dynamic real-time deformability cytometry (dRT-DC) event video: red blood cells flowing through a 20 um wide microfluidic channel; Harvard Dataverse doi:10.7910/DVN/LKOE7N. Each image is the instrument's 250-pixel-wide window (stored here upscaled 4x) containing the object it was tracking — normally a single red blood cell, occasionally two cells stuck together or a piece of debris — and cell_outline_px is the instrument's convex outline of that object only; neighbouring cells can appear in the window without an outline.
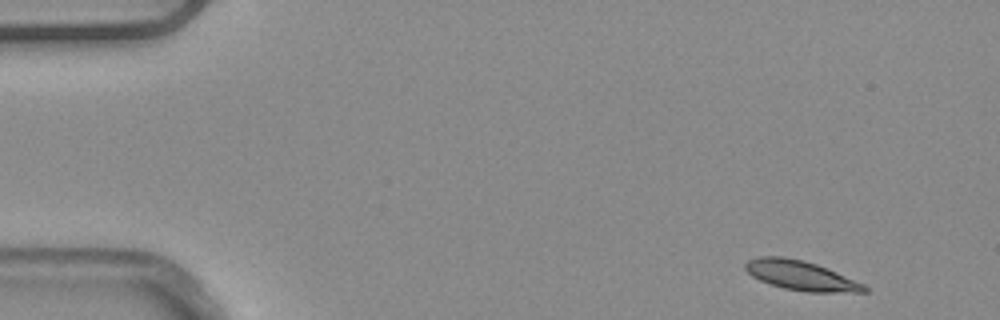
{"species": "common noctule bat (a hibernating species)", "species_latin": "Nyctalus noctula", "temperature_condition": "warm", "stored_images_in_passage": 4, "camera_frame_rate_fps": 3000, "um_per_image_px": 0.085, "animal": {"sex": "male", "body_mass_g": 20.4}, "frame": {"image": 1, "passage_image": 1, "time_ms": 0.0, "image_size_px": [1000, 320], "cell_outline_px": [[868, 292], [808, 292], [784, 288], [760, 280], [752, 276], [744, 268], [744, 264], [748, 260], [760, 256], [784, 256], [804, 260], [828, 268], [864, 284], [868, 288]], "centroid_in_image_um": [68.08, 23.41], "position_along_channel_um": 16.9, "area_um2": 20.46}}
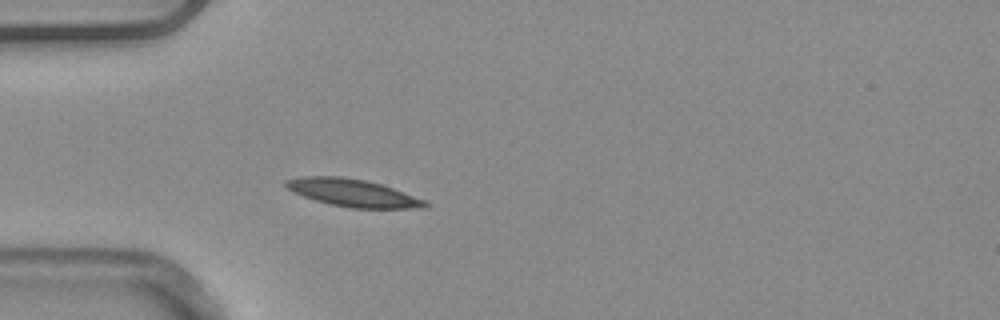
{"frame": {"image": 2, "passage_image": 4, "time_ms": 1.0, "image_size_px": [1000, 320], "cell_outline_px": [[428, 208], [348, 208], [316, 200], [292, 192], [284, 184], [284, 180], [304, 176], [340, 176], [364, 180], [380, 184], [392, 188], [424, 200], [428, 204]], "centroid_in_image_um": [29.96, 16.39], "position_along_channel_um": 55.0, "area_um2": 22.02}}